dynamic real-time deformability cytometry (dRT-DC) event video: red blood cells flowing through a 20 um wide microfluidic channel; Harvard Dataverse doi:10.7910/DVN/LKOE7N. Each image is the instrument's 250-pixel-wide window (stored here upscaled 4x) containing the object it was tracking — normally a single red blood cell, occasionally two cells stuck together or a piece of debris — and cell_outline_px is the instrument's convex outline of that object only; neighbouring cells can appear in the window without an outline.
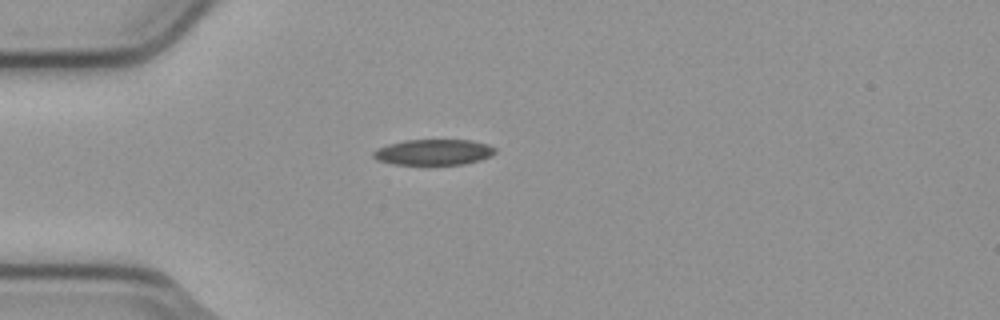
{"species": "common noctule bat (a hibernating species)", "species_latin": "Nyctalus noctula", "temperature_condition": "cold", "stored_images_in_passage": 1, "camera_frame_rate_fps": 3000, "um_per_image_px": 0.085, "animal": {"sex": "male", "body_mass_g": 23.1, "forearm_length_mm": 52.7}, "frame": {"image": 1, "passage_image": 1, "time_ms": 0.0, "image_size_px": [1000, 320], "cell_outline_px": [[496, 152], [480, 160], [464, 164], [428, 168], [392, 164], [376, 160], [372, 156], [372, 152], [376, 148], [388, 144], [404, 140], [472, 140], [488, 144], [496, 148]], "centroid_in_image_um": [36.8, 12.99], "position_along_channel_um": 48.2, "area_um2": 19.36}}